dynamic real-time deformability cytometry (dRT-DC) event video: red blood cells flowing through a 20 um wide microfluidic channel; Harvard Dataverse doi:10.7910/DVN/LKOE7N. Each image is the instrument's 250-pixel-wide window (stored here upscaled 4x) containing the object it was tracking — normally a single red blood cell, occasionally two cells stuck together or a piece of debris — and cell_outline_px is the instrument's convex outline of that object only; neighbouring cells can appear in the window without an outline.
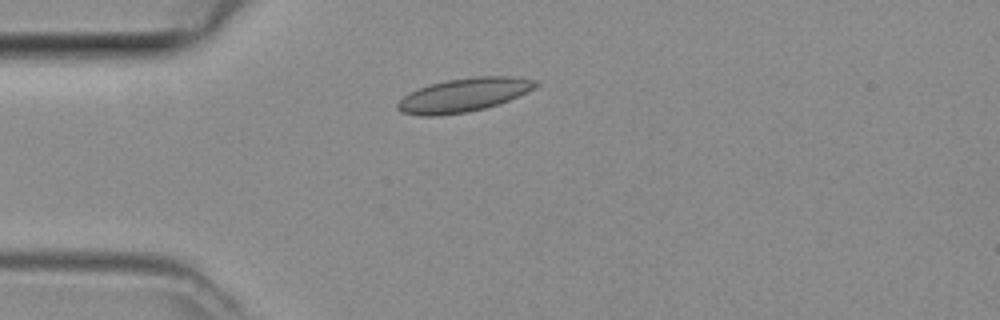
{"species": "common noctule bat (a hibernating species)", "species_latin": "Nyctalus noctula", "temperature_condition": "room temperature", "stored_images_in_passage": 5, "camera_frame_rate_fps": 3000, "um_per_image_px": 0.085, "animal": {"sex": "female", "body_mass_g": 29.2, "forearm_length_mm": 56.3}, "frame": {"image": 1, "passage_image": 5, "time_ms": 1.333, "image_size_px": [1000, 320], "cell_outline_px": [[540, 84], [536, 88], [508, 100], [484, 108], [468, 112], [440, 116], [420, 116], [400, 112], [396, 108], [396, 104], [408, 92], [432, 84], [448, 80], [476, 76], [512, 76], [540, 80]], "centroid_in_image_um": [39.43, 8.07], "position_along_channel_um": 45.6, "area_um2": 27.17}}